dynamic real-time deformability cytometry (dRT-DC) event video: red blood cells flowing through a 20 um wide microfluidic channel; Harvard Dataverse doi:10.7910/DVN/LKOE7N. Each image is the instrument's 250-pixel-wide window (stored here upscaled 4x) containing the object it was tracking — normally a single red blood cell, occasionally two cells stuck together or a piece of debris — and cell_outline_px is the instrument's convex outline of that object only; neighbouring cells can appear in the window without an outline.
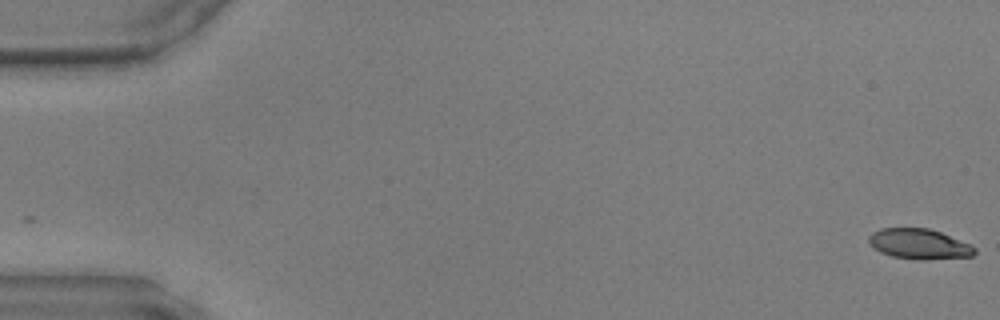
{"species": "common noctule bat (a hibernating species)", "species_latin": "Nyctalus noctula", "temperature_condition": "warm", "stored_images_in_passage": 48, "camera_frame_rate_fps": 3000, "um_per_image_px": 0.085, "animal": {"sex": "male", "body_mass_g": 17.9, "forearm_length_mm": 54.2}, "frame": {"image": 1, "passage_image": 1, "time_ms": 0.0, "image_size_px": [1000, 320], "cell_outline_px": [[976, 252], [972, 256], [924, 260], [916, 260], [892, 256], [880, 252], [868, 244], [868, 236], [872, 232], [880, 228], [928, 228], [940, 232], [968, 244], [976, 248]], "centroid_in_image_um": [78.07, 20.74], "position_along_channel_um": 6.9, "area_um2": 18.67}}
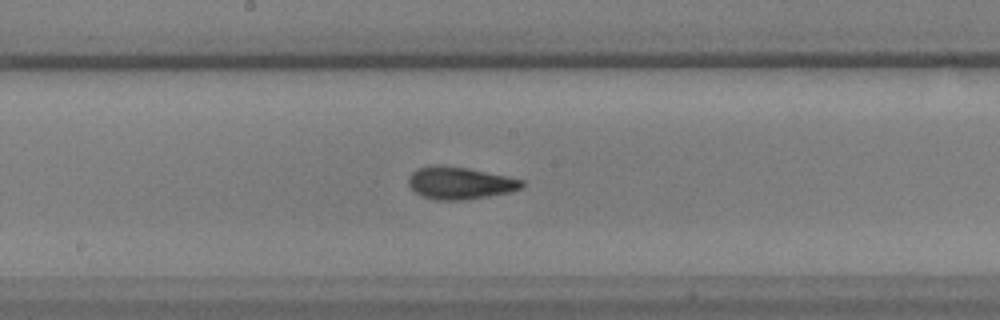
{"frame": {"image": 2, "passage_image": 26, "time_ms": 8.333, "image_size_px": [1000, 320], "cell_outline_px": [[524, 184], [520, 188], [512, 192], [468, 200], [436, 200], [424, 196], [416, 192], [408, 184], [408, 180], [412, 172], [416, 168], [432, 164], [436, 164], [468, 168], [508, 176], [524, 180]], "centroid_in_image_um": [39.1, 15.55], "position_along_channel_um": 209.1, "area_um2": 21.56}}
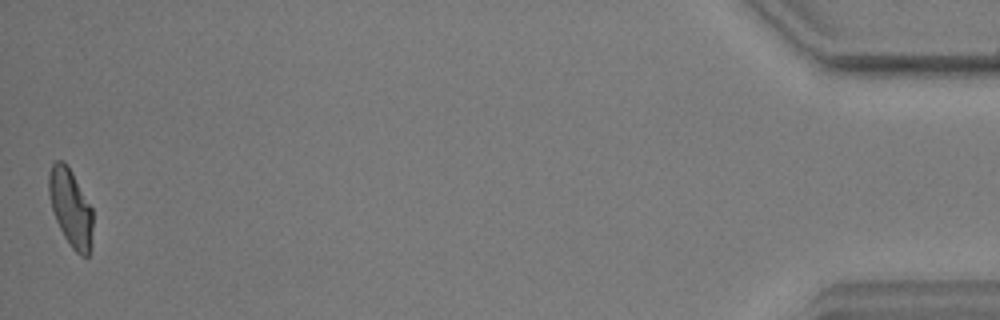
{"frame": {"image": 3, "passage_image": 48, "time_ms": 15.667, "image_size_px": [1000, 320], "cell_outline_px": [[92, 228], [88, 256], [80, 256], [68, 244], [56, 220], [52, 208], [48, 192], [48, 172], [52, 164], [56, 160], [64, 160], [72, 172], [92, 208]], "centroid_in_image_um": [5.98, 17.63], "position_along_channel_um": 429.2, "area_um2": 19.71}}